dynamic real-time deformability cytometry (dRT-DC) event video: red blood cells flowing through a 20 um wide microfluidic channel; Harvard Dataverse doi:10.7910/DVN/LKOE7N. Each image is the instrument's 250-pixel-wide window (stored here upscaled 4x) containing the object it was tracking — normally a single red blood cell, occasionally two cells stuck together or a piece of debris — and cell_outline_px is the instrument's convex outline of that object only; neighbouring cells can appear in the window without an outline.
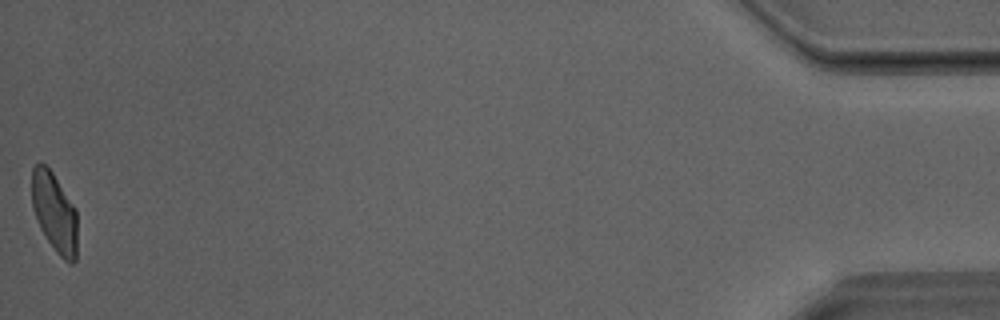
{"species": "Egyptian fruit bat (a non-hibernating species)", "species_latin": "Rousettus aegyptiacus", "temperature_condition": "room temperature", "stored_images_in_passage": 31, "camera_frame_rate_fps": 3000, "um_per_image_px": 0.085, "animal": {"sex": "male"}, "frame": {"image": 1, "passage_image": 31, "time_ms": 10.0, "image_size_px": [1000, 320], "cell_outline_px": [[76, 260], [72, 264], [64, 260], [56, 252], [44, 236], [40, 228], [32, 208], [32, 168], [40, 160], [52, 172], [76, 208]], "centroid_in_image_um": [4.61, 18.05], "position_along_channel_um": 430.6, "area_um2": 21.15}}